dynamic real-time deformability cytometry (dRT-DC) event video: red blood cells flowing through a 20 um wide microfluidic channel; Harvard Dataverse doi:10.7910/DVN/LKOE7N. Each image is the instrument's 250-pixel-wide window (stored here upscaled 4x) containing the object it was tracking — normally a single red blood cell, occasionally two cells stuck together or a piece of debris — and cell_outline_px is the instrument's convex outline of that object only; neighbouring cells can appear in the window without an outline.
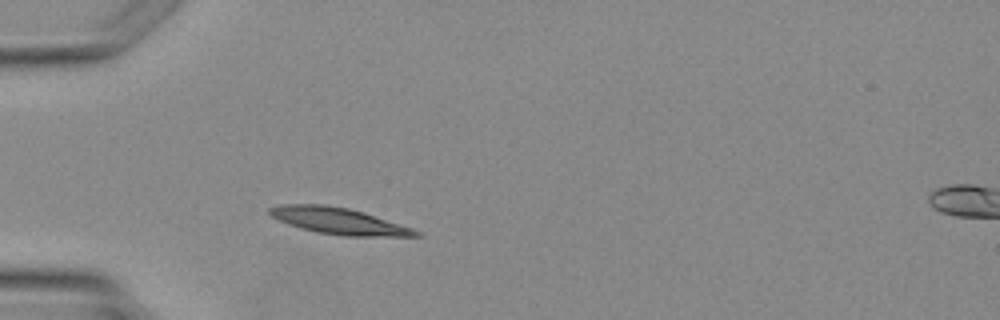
{"species": "Egyptian fruit bat (a non-hibernating species)", "species_latin": "Rousettus aegyptiacus", "temperature_condition": "warm", "stored_images_in_passage": 2, "segment_of_instrument_passage": [1, 2], "camera_frame_rate_fps": 3000, "um_per_image_px": 0.085, "animal": {"sex": "female"}, "frame": {"image": 1, "passage_image": 1, "time_ms": 0.0, "image_size_px": [1000, 320], "cell_outline_px": [[424, 236], [344, 236], [316, 232], [300, 228], [288, 224], [272, 216], [268, 212], [268, 208], [280, 204], [324, 204], [348, 208], [364, 212], [412, 228], [420, 232]], "centroid_in_image_um": [28.78, 18.78], "position_along_channel_um": 56.2, "area_um2": 22.48}}